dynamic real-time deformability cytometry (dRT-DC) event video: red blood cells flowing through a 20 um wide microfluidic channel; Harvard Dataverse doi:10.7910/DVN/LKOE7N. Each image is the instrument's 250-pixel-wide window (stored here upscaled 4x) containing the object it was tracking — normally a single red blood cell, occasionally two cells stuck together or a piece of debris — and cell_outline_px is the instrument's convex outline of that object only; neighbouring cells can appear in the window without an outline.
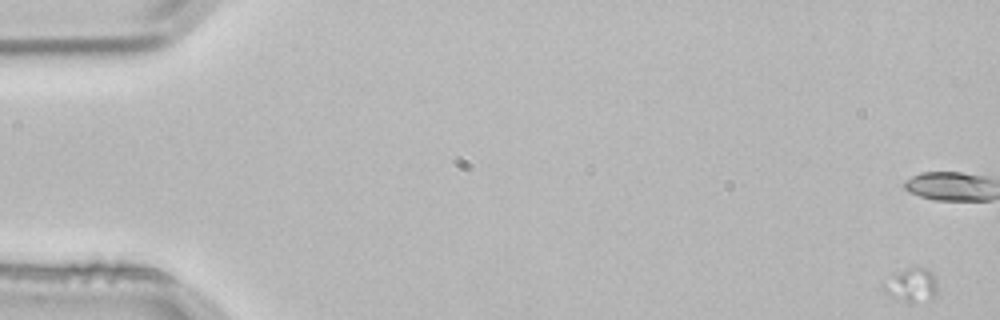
{"species": "common noctule bat (a hibernating species)", "species_latin": "Nyctalus noctula", "temperature_condition": "room temperature", "stored_images_in_passage": 3, "camera_frame_rate_fps": 3000, "um_per_image_px": 0.085, "animal": {"sex": "male", "body_mass_g": 21.5, "forearm_length_mm": 52.0}, "frame": {"image": 1, "passage_image": 1, "time_ms": 0.0, "image_size_px": [1000, 320], "cell_outline_px": [[936, 288], [932, 296], [908, 304], [884, 292], [880, 284], [892, 276], [908, 268], [924, 268], [932, 272], [936, 276]], "centroid_in_image_um": [77.43, 24.23], "position_along_channel_um": 7.6, "area_um2": 10.23}}